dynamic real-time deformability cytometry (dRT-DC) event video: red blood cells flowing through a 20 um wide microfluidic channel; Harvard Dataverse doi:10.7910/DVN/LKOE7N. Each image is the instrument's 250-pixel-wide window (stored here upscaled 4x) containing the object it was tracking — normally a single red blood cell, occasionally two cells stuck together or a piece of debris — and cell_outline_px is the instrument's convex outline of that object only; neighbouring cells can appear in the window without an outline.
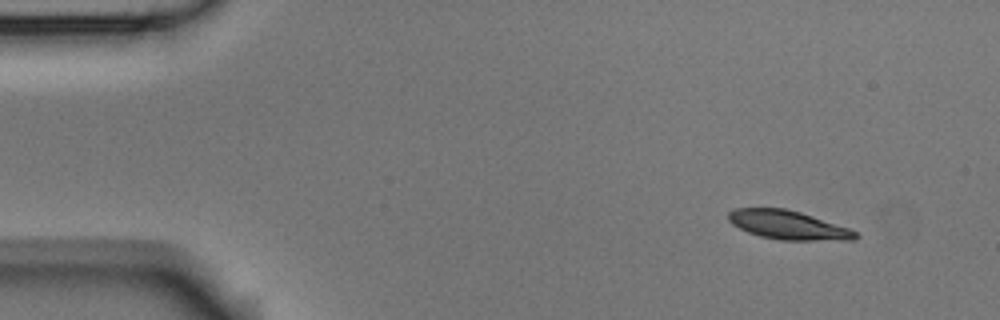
{"species": "Egyptian fruit bat (a non-hibernating species)", "species_latin": "Rousettus aegyptiacus", "temperature_condition": "room temperature", "stored_images_in_passage": 49, "camera_frame_rate_fps": 3000, "um_per_image_px": 0.085, "animal": {"sex": "male"}, "frame": {"image": 1, "passage_image": 1, "time_ms": 0.0, "image_size_px": [1000, 320], "cell_outline_px": [[860, 236], [856, 240], [780, 240], [760, 236], [748, 232], [732, 224], [728, 220], [728, 212], [736, 208], [784, 208], [800, 212], [848, 228], [856, 232]], "centroid_in_image_um": [66.98, 19.13], "position_along_channel_um": 18.0, "area_um2": 21.21}}
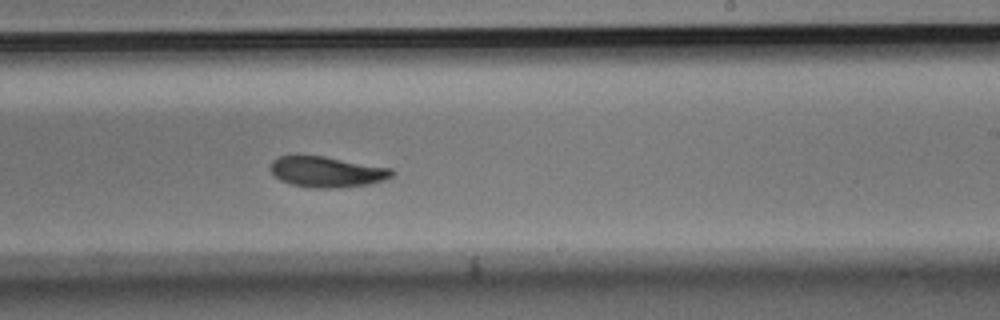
{"frame": {"image": 2, "passage_image": 28, "time_ms": 9.0, "image_size_px": [1000, 320], "cell_outline_px": [[396, 172], [392, 176], [384, 180], [368, 184], [340, 188], [312, 188], [292, 184], [280, 180], [268, 168], [272, 160], [280, 156], [296, 152], [324, 156], [392, 168]], "centroid_in_image_um": [27.73, 14.57], "position_along_channel_um": 261.3, "area_um2": 22.43}}
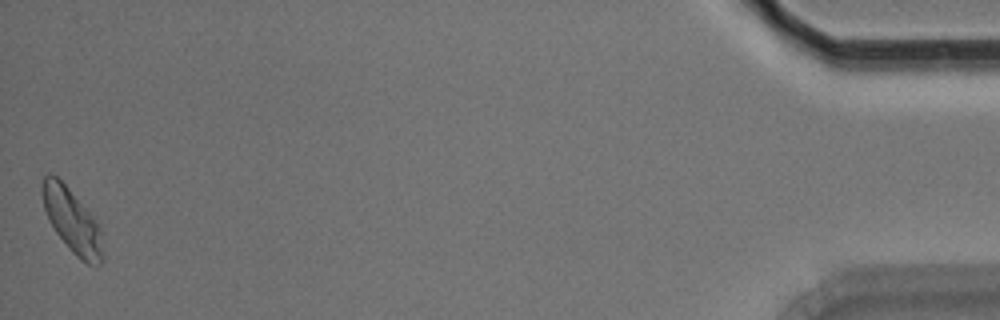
{"frame": {"image": 3, "passage_image": 49, "time_ms": 16.0, "image_size_px": [1000, 320], "cell_outline_px": [[104, 260], [100, 264], [88, 264], [80, 260], [72, 252], [56, 232], [48, 220], [44, 208], [40, 192], [40, 188], [44, 176], [48, 172], [56, 176], [68, 188], [88, 212], [100, 228], [104, 256]], "centroid_in_image_um": [6.09, 18.77], "position_along_channel_um": 429.1, "area_um2": 22.31}, "authors_computed_cell_mechanics": {"area_um2": 22.1374, "velocity_mm_per_s": 3.7408, "shape_relaxation_time_tau1_ms": 2.6729, "shape_relaxation_time_tau2_ms": null, "deformation_change_tau1": 0.1414, "deformation_change_tau2": null}}